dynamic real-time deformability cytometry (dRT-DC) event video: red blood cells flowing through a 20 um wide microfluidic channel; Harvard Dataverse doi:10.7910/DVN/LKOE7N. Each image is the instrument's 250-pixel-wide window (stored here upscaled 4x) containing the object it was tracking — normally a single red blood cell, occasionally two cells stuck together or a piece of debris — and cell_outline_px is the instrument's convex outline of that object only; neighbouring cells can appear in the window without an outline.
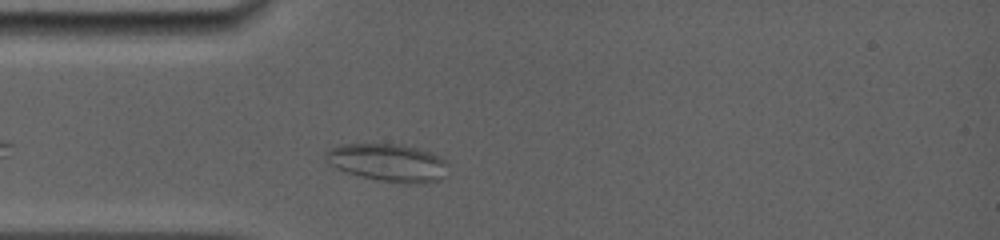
{"species": "common noctule bat (a hibernating species)", "species_latin": "Nyctalus noctula", "temperature_condition": "room temperature", "stored_images_in_passage": 13, "camera_frame_rate_fps": 5000, "um_per_image_px": 0.085, "animal": {"sex": "female", "body_mass_g": 19.0, "forearm_length_mm": 56.7}, "frame": {"image": 1, "passage_image": 2, "time_ms": 0.8, "image_size_px": [1000, 240], "cell_outline_px": [[448, 164], [440, 180], [424, 184], [408, 184], [380, 180], [348, 172], [336, 168], [324, 156], [324, 152], [328, 148], [340, 144], [400, 144], [416, 148], [440, 156]], "centroid_in_image_um": [32.98, 13.82], "position_along_channel_um": 52.0, "area_um2": 26.65}}
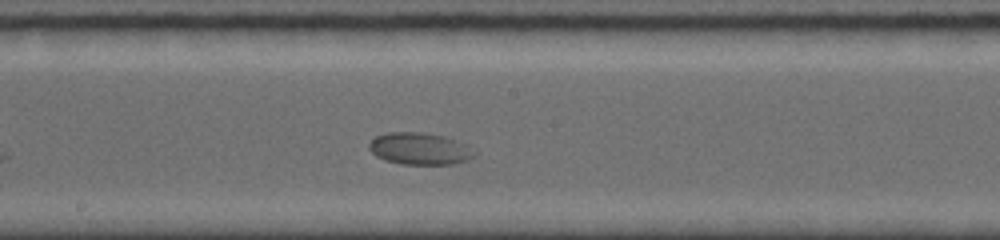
{"frame": {"image": 2, "passage_image": 8, "time_ms": 5.2, "image_size_px": [1000, 240], "cell_outline_px": [[476, 152], [468, 160], [452, 164], [404, 164], [384, 160], [376, 156], [368, 148], [368, 144], [376, 136], [388, 132], [424, 132], [444, 136], [468, 144]], "centroid_in_image_um": [35.68, 12.63], "position_along_channel_um": 212.5, "area_um2": 19.71}}
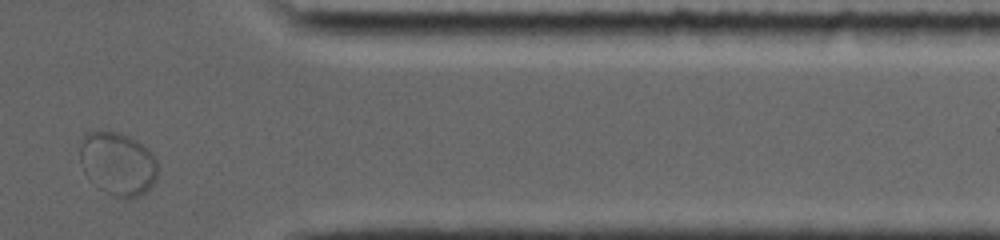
{"frame": {"image": 3, "passage_image": 13, "time_ms": 10.4, "image_size_px": [1000, 240], "cell_outline_px": [[156, 180], [152, 188], [140, 196], [128, 200], [112, 196], [104, 192], [100, 188], [80, 160], [80, 140], [84, 132], [120, 132], [136, 140], [148, 148], [152, 152], [156, 160]], "centroid_in_image_um": [10.06, 13.92], "position_along_channel_um": 401.3, "area_um2": 28.55}}